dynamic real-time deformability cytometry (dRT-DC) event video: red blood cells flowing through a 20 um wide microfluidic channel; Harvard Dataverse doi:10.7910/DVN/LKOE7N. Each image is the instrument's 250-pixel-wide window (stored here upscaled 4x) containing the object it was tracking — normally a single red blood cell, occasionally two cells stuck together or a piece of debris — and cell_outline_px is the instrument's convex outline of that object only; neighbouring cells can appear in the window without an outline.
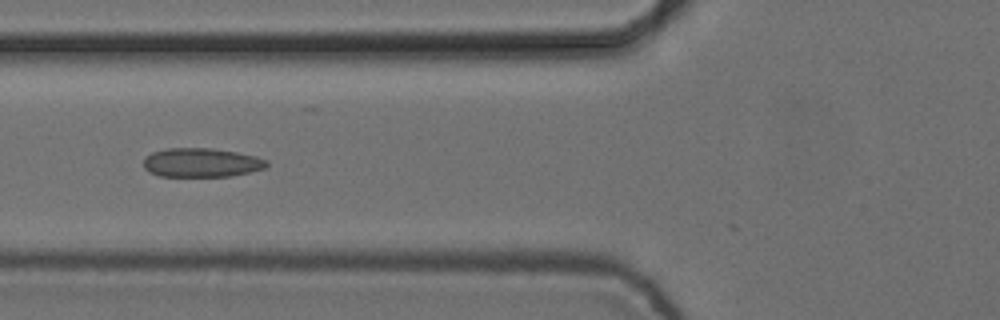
{"species": "common noctule bat (a hibernating species)", "species_latin": "Nyctalus noctula", "temperature_condition": "cold", "stored_images_in_passage": 6, "camera_frame_rate_fps": 3000, "um_per_image_px": 0.085, "animal": {"sex": "female", "body_mass_g": 24.6, "forearm_length_mm": 56.2}, "frame": {"image": 1, "passage_image": 6, "time_ms": 1.667, "image_size_px": [1000, 320], "cell_outline_px": [[268, 164], [264, 168], [232, 176], [160, 176], [148, 172], [144, 168], [144, 156], [152, 152], [168, 148], [212, 148], [236, 152], [256, 156], [268, 160]], "centroid_in_image_um": [17.09, 13.82], "position_along_channel_um": 108.7, "area_um2": 20.87}}